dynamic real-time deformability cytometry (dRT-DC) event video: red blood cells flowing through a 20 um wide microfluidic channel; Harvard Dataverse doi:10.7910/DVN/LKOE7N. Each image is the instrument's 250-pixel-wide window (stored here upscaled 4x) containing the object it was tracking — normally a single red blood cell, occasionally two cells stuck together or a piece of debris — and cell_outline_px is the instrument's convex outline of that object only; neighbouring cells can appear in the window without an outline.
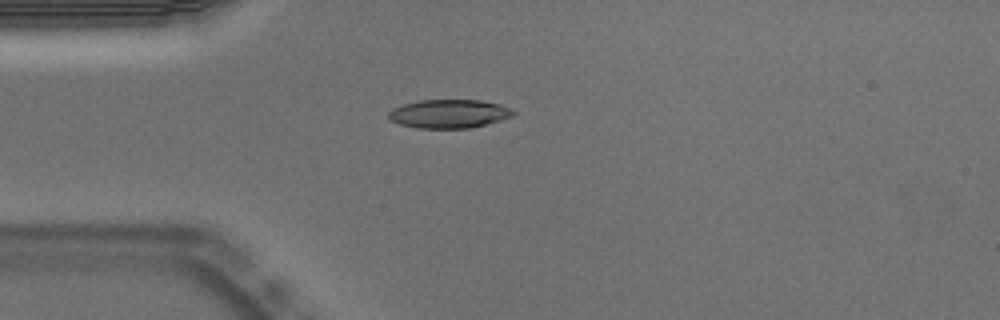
{"species": "Egyptian fruit bat (a non-hibernating species)", "species_latin": "Rousettus aegyptiacus", "temperature_condition": "warm", "stored_images_in_passage": 6, "camera_frame_rate_fps": 3000, "um_per_image_px": 0.085, "animal": {"sex": "male"}, "frame": {"image": 1, "passage_image": 1, "time_ms": 0.0, "image_size_px": [1000, 320], "cell_outline_px": [[516, 112], [512, 116], [500, 120], [468, 128], [416, 128], [400, 124], [392, 120], [388, 116], [388, 112], [392, 108], [404, 104], [420, 100], [480, 100], [500, 104]], "centroid_in_image_um": [38.14, 9.66], "position_along_channel_um": 46.9, "area_um2": 20.58}}